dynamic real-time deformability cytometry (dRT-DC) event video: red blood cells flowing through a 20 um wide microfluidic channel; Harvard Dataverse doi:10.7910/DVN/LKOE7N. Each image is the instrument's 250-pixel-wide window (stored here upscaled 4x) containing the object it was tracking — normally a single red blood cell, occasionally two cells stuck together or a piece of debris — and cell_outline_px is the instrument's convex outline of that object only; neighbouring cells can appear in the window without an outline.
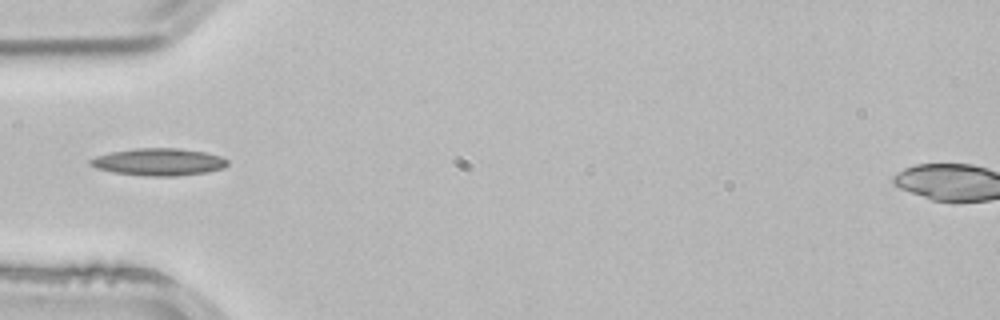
{"species": "common noctule bat (a hibernating species)", "species_latin": "Nyctalus noctula", "temperature_condition": "room temperature", "stored_images_in_passage": 3, "camera_frame_rate_fps": 3000, "um_per_image_px": 0.085, "animal": {"sex": "male", "body_mass_g": 21.5, "forearm_length_mm": 52.0}, "frame": {"image": 1, "passage_image": 3, "time_ms": 0.667, "image_size_px": [1000, 320], "cell_outline_px": [[228, 164], [224, 168], [208, 172], [176, 176], [144, 176], [112, 172], [96, 168], [88, 164], [88, 160], [96, 156], [112, 152], [136, 148], [180, 148], [204, 152], [220, 156], [228, 160]], "centroid_in_image_um": [13.48, 13.77], "position_along_channel_um": 71.5, "area_um2": 21.91}}